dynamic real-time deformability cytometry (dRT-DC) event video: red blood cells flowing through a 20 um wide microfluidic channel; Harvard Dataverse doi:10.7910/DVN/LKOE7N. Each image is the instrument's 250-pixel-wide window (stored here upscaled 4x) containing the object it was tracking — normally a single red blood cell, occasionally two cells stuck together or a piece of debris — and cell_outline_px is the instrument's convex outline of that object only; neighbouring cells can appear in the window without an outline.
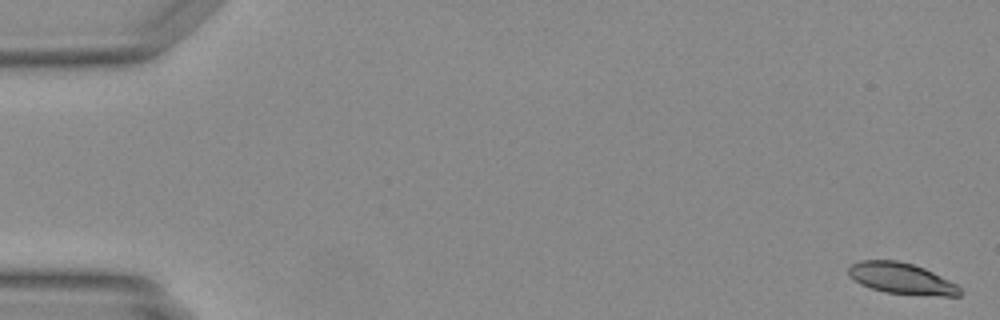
{"species": "Egyptian fruit bat (a non-hibernating species)", "species_latin": "Rousettus aegyptiacus", "temperature_condition": "warm", "stored_images_in_passage": 15, "camera_frame_rate_fps": 3000, "um_per_image_px": 0.085, "animal": {"sex": "female"}, "frame": {"image": 1, "passage_image": 1, "time_ms": 0.0, "image_size_px": [1000, 320], "cell_outline_px": [[964, 292], [960, 296], [940, 296], [884, 292], [860, 284], [848, 276], [848, 268], [852, 264], [860, 260], [900, 260], [924, 268], [956, 284]], "centroid_in_image_um": [76.62, 23.67], "position_along_channel_um": 8.4, "area_um2": 20.23}}
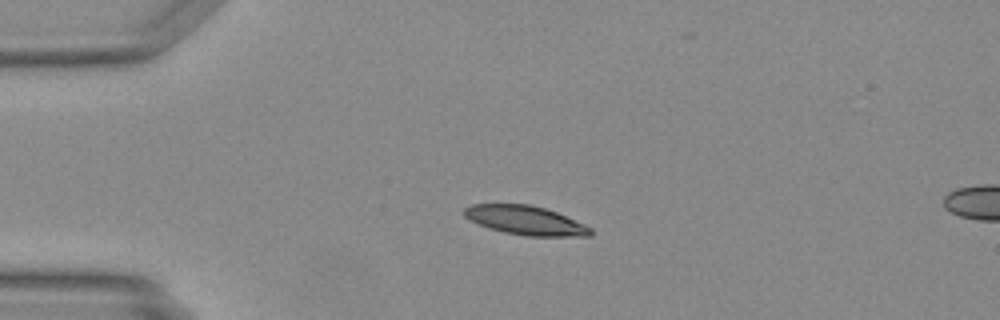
{"frame": {"image": 2, "passage_image": 12, "time_ms": 3.667, "image_size_px": [1000, 320], "cell_outline_px": [[592, 236], [528, 236], [504, 232], [488, 228], [468, 220], [464, 216], [464, 208], [472, 204], [532, 204], [556, 212], [584, 224], [592, 228]], "centroid_in_image_um": [44.65, 18.73], "position_along_channel_um": 40.4, "area_um2": 21.39}}